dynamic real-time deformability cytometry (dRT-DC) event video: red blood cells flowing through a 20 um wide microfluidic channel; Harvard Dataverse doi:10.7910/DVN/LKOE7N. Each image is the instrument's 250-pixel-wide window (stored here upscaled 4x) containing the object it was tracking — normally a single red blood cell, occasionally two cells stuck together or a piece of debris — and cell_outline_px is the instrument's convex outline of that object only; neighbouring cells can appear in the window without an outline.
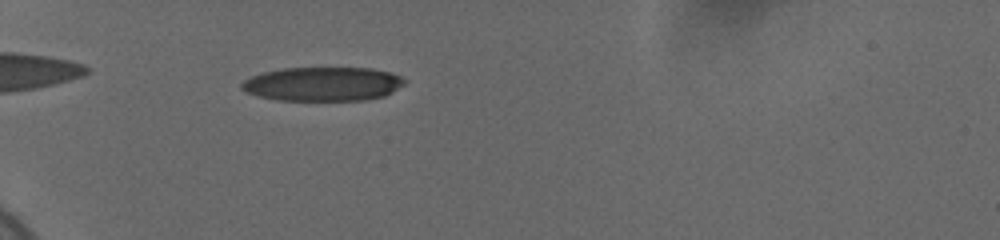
{"species": "human", "species_latin": "Homo sapiens", "temperature_condition": "cold", "stored_images_in_passage": 20, "camera_frame_rate_fps": 3000, "um_per_image_px": 0.085, "donor": {"sex": "female"}, "frame": {"image": 1, "passage_image": 4, "time_ms": 1.0, "image_size_px": [1000, 240], "cell_outline_px": [[408, 80], [404, 84], [392, 92], [384, 96], [364, 100], [280, 100], [260, 96], [244, 92], [240, 88], [240, 84], [244, 80], [260, 72], [280, 68], [372, 68], [392, 72]], "centroid_in_image_um": [27.44, 7.13], "position_along_channel_um": 57.6, "area_um2": 32.54}}
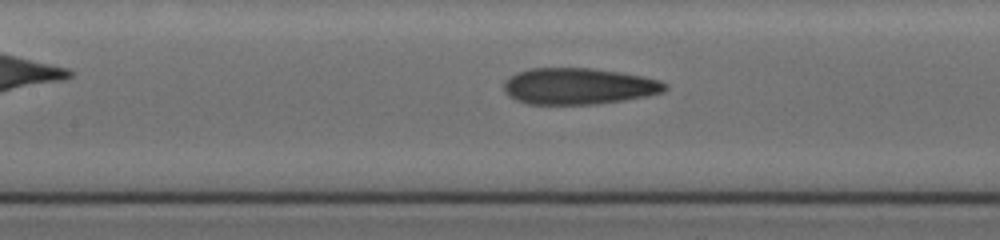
{"frame": {"image": 2, "passage_image": 14, "time_ms": 4.333, "image_size_px": [1000, 240], "cell_outline_px": [[668, 88], [664, 92], [648, 96], [624, 100], [596, 104], [528, 104], [516, 100], [508, 96], [504, 92], [504, 80], [516, 72], [528, 68], [592, 68], [620, 72], [660, 80], [668, 84]], "centroid_in_image_um": [49.17, 7.33], "position_along_channel_um": 158.2, "area_um2": 34.45}}
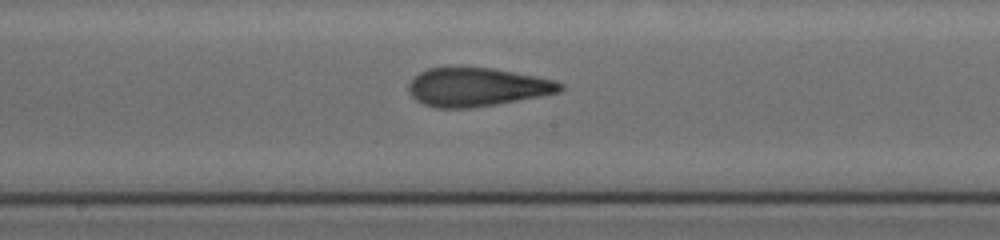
{"frame": {"image": 3, "passage_image": 18, "time_ms": 5.667, "image_size_px": [1000, 240], "cell_outline_px": [[564, 88], [560, 92], [540, 96], [496, 104], [468, 108], [436, 108], [424, 104], [416, 100], [408, 92], [408, 84], [420, 72], [428, 68], [492, 68], [536, 76], [556, 80], [564, 84]], "centroid_in_image_um": [40.56, 7.41], "position_along_channel_um": 207.6, "area_um2": 33.87}}